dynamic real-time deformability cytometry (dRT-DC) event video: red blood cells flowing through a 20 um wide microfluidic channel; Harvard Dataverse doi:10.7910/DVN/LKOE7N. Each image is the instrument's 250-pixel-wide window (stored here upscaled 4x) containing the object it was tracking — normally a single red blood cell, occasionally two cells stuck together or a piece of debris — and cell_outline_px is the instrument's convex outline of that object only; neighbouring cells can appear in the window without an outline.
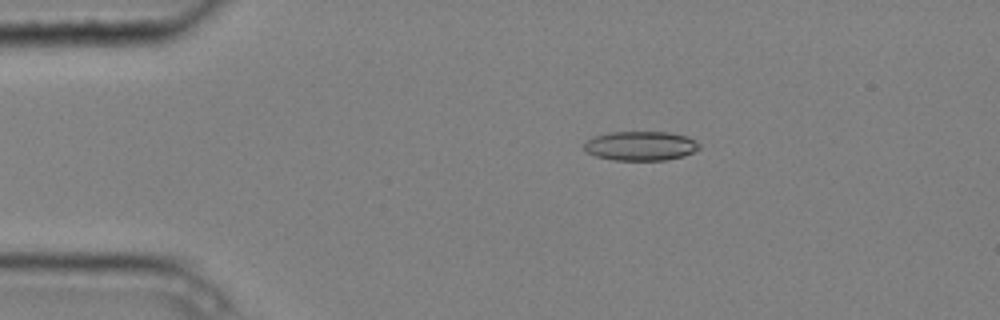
{"species": "common noctule bat (a hibernating species)", "species_latin": "Nyctalus noctula", "temperature_condition": "cold", "stored_images_in_passage": 7, "camera_frame_rate_fps": 3000, "um_per_image_px": 0.085, "animal": {"sex": "male", "body_mass_g": 20.4}, "frame": {"image": 1, "passage_image": 2, "time_ms": 0.333, "image_size_px": [1000, 320], "cell_outline_px": [[700, 148], [684, 156], [668, 160], [612, 160], [596, 156], [588, 152], [584, 148], [584, 144], [592, 136], [608, 132], [668, 132], [688, 136], [696, 140], [700, 144]], "centroid_in_image_um": [54.47, 12.39], "position_along_channel_um": 30.5, "area_um2": 19.83}}
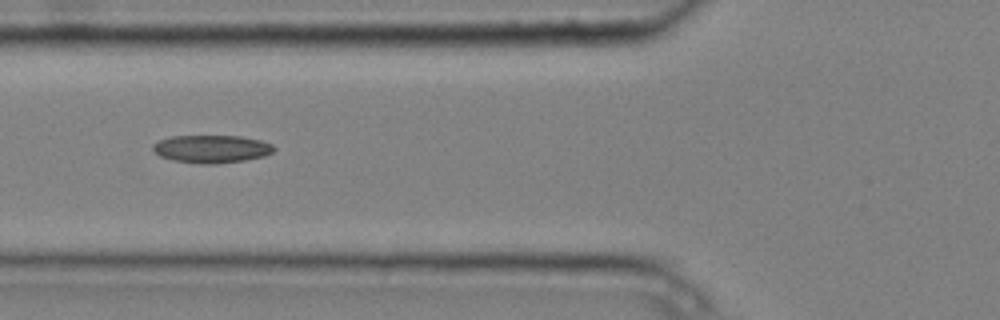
{"frame": {"image": 2, "passage_image": 5, "time_ms": 1.333, "image_size_px": [1000, 320], "cell_outline_px": [[276, 148], [272, 152], [264, 156], [244, 160], [216, 164], [200, 164], [172, 160], [160, 156], [152, 148], [152, 144], [160, 140], [172, 136], [240, 136], [260, 140], [272, 144]], "centroid_in_image_um": [17.98, 12.66], "position_along_channel_um": 107.8, "area_um2": 19.59}}
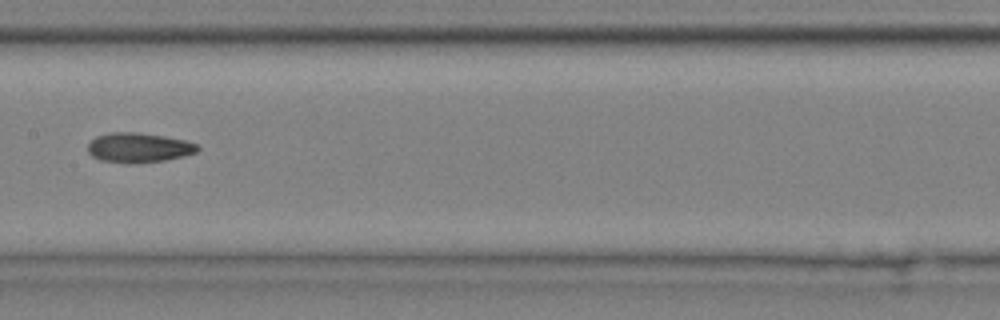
{"frame": {"image": 3, "passage_image": 7, "time_ms": 2.0, "image_size_px": [1000, 320], "cell_outline_px": [[200, 148], [196, 152], [184, 156], [164, 160], [132, 164], [128, 164], [100, 160], [92, 156], [88, 152], [88, 144], [96, 136], [108, 132], [140, 132], [164, 136], [184, 140], [196, 144]], "centroid_in_image_um": [11.76, 12.55], "position_along_channel_um": 195.6, "area_um2": 19.13}}